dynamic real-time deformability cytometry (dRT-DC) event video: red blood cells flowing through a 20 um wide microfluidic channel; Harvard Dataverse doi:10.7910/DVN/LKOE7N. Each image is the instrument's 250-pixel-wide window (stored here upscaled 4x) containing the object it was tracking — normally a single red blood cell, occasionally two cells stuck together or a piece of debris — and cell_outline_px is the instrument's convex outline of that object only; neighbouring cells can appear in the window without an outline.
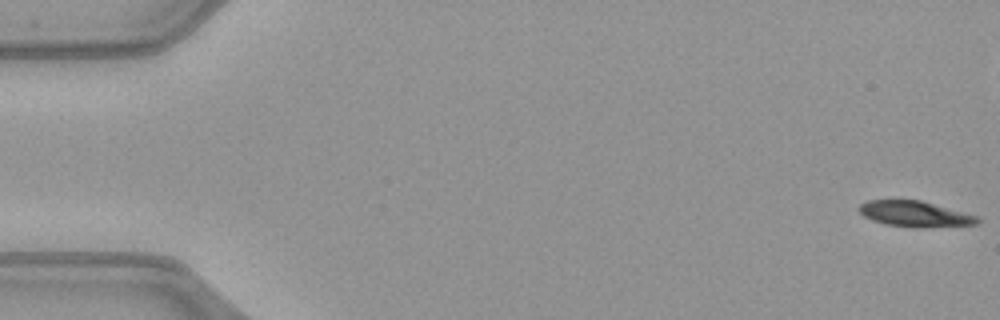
{"species": "common noctule bat (a hibernating species)", "species_latin": "Nyctalus noctula", "temperature_condition": "warm", "stored_images_in_passage": 52, "camera_frame_rate_fps": 3000, "um_per_image_px": 0.085, "animal": {"sex": "female", "body_mass_g": 21.9}, "frame": {"image": 1, "passage_image": 1, "time_ms": 0.0, "image_size_px": [1000, 320], "cell_outline_px": [[980, 220], [976, 224], [920, 228], [912, 228], [884, 224], [872, 220], [864, 216], [856, 208], [860, 204], [868, 200], [920, 200], [976, 216]], "centroid_in_image_um": [77.69, 18.19], "position_along_channel_um": 7.3, "area_um2": 17.63}}
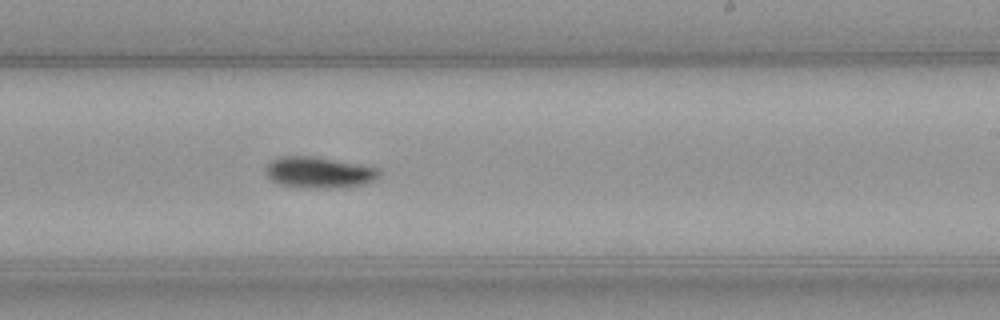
{"frame": {"image": 2, "passage_image": 31, "time_ms": 10.0, "image_size_px": [1000, 320], "cell_outline_px": [[384, 172], [376, 180], [364, 184], [340, 188], [304, 188], [276, 184], [264, 172], [264, 168], [272, 160], [280, 156], [316, 156], [368, 164], [380, 168]], "centroid_in_image_um": [27.2, 14.65], "position_along_channel_um": 261.8, "area_um2": 21.56}}
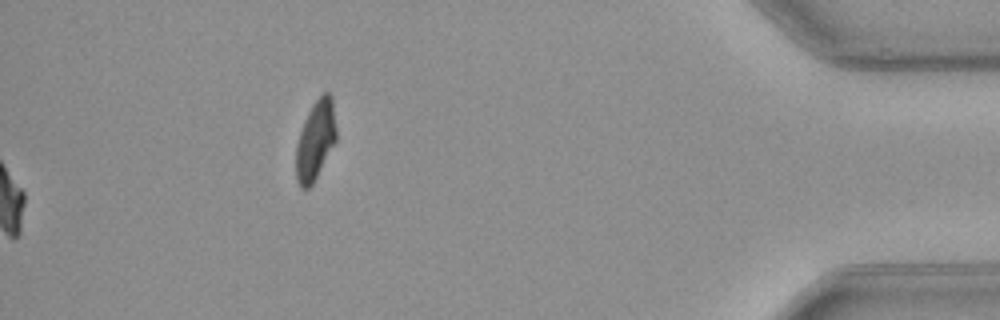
{"frame": {"image": 3, "passage_image": 52, "time_ms": 17.0, "image_size_px": [1000, 320], "cell_outline_px": [[336, 140], [312, 184], [308, 188], [300, 188], [296, 180], [296, 144], [304, 120], [312, 104], [324, 92], [328, 92], [332, 96], [336, 128]], "centroid_in_image_um": [26.8, 11.91], "position_along_channel_um": 408.4, "area_um2": 18.44}, "authors_computed_cell_mechanics": {"area_um2": 19.363, "velocity_mm_per_s": 4.0626, "shape_relaxation_time_tau1_ms": 2.4563, "shape_relaxation_time_tau2_ms": null, "deformation_change_tau1": 0.1194, "deformation_change_tau2": null}}